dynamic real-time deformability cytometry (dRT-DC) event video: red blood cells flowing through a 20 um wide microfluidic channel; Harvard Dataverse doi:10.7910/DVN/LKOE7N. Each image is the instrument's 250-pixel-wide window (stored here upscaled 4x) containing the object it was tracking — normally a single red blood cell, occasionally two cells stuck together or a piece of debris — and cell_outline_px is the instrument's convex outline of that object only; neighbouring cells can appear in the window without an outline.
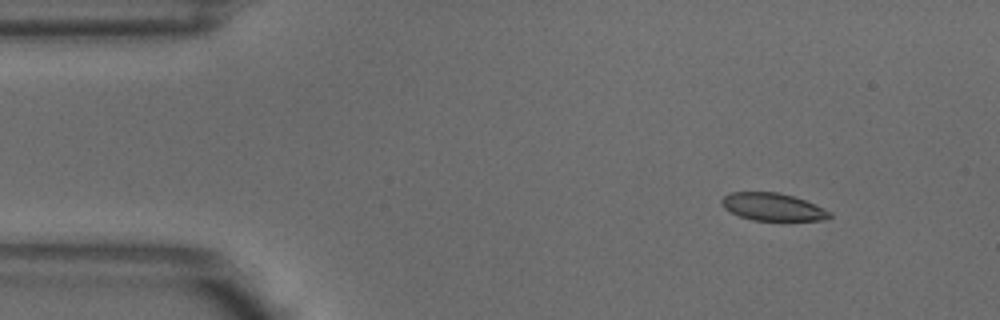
{"species": "common noctule bat (a hibernating species)", "species_latin": "Nyctalus noctula", "temperature_condition": "warm", "stored_images_in_passage": 5, "camera_frame_rate_fps": 3000, "um_per_image_px": 0.085, "animal": {"sex": "male", "body_mass_g": 18.8}, "frame": {"image": 1, "passage_image": 2, "time_ms": 0.333, "image_size_px": [1000, 320], "cell_outline_px": [[832, 216], [824, 220], [752, 220], [740, 216], [724, 208], [720, 204], [720, 200], [724, 196], [732, 192], [776, 192], [792, 196], [804, 200], [832, 212]], "centroid_in_image_um": [65.66, 17.58], "position_along_channel_um": 19.3, "area_um2": 17.17}}
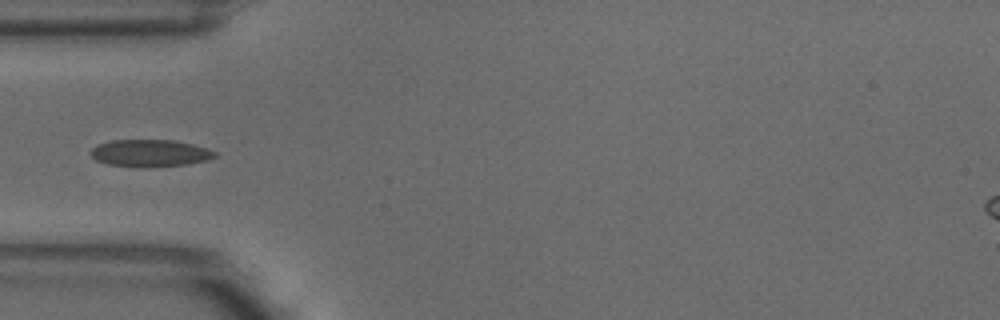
{"frame": {"image": 2, "passage_image": 5, "time_ms": 1.333, "image_size_px": [1000, 320], "cell_outline_px": [[216, 156], [208, 160], [188, 164], [144, 168], [136, 168], [108, 164], [96, 160], [88, 152], [96, 144], [112, 140], [176, 140], [208, 148], [216, 152]], "centroid_in_image_um": [12.73, 13.02], "position_along_channel_um": 72.3, "area_um2": 20.0}}